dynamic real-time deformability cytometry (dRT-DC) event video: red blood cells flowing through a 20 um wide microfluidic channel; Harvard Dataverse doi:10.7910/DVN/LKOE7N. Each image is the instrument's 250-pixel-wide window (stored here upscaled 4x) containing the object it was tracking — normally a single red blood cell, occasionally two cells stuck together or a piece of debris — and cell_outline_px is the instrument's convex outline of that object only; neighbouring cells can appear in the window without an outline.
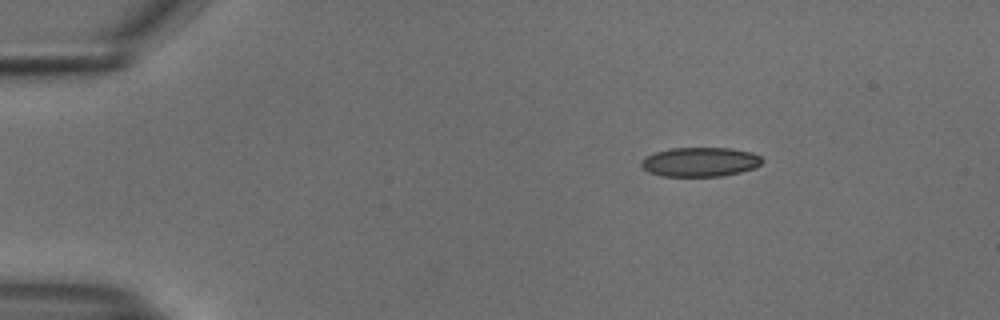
{"species": "common noctule bat (a hibernating species)", "species_latin": "Nyctalus noctula", "temperature_condition": "cold", "stored_images_in_passage": 46, "camera_frame_rate_fps": 3000, "um_per_image_px": 0.085, "animal": {"sex": "male", "body_mass_g": 18.8}, "frame": {"image": 1, "passage_image": 1, "time_ms": 0.0, "image_size_px": [1000, 320], "cell_outline_px": [[764, 160], [760, 164], [752, 168], [740, 172], [724, 176], [660, 176], [648, 172], [640, 164], [640, 160], [644, 156], [668, 148], [732, 148], [752, 152], [760, 156]], "centroid_in_image_um": [59.48, 13.76], "position_along_channel_um": 25.5, "area_um2": 20.81}}
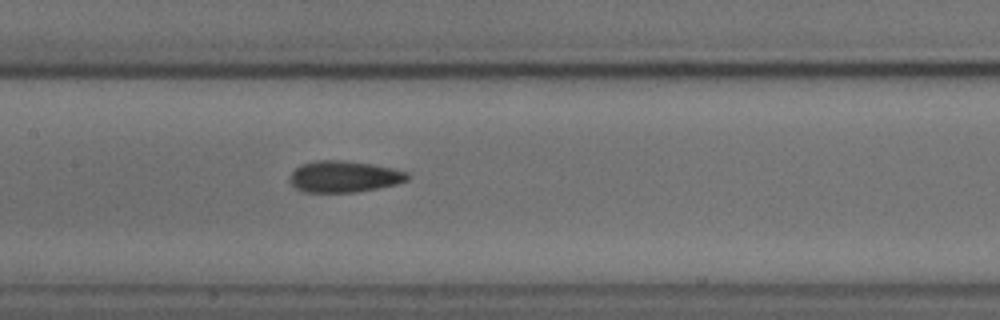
{"frame": {"image": 2, "passage_image": 19, "time_ms": 6.0, "image_size_px": [1000, 320], "cell_outline_px": [[408, 180], [396, 184], [356, 192], [304, 192], [296, 188], [288, 180], [292, 172], [300, 164], [316, 160], [340, 160], [372, 164], [392, 168], [408, 172]], "centroid_in_image_um": [29.22, 15.0], "position_along_channel_um": 178.2, "area_um2": 21.5}}
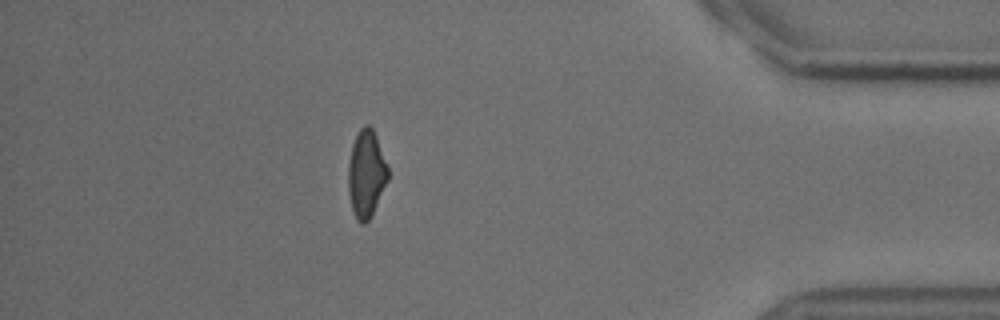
{"frame": {"image": 3, "passage_image": 40, "time_ms": 13.0, "image_size_px": [1000, 320], "cell_outline_px": [[388, 180], [372, 216], [364, 224], [360, 224], [356, 220], [352, 208], [348, 192], [348, 164], [352, 144], [360, 128], [364, 124], [368, 124], [372, 128], [376, 136], [388, 168]], "centroid_in_image_um": [31.12, 14.8], "position_along_channel_um": 404.1, "area_um2": 20.29}, "authors_computed_cell_mechanics": {"area_um2": 21.3282, "velocity_mm_per_s": 3.7735, "shape_relaxation_time_tau1_ms": 8.6805, "shape_relaxation_time_tau2_ms": 1.8133, "deformation_change_tau1": 0.164, "deformation_change_tau2": 0.0697}}